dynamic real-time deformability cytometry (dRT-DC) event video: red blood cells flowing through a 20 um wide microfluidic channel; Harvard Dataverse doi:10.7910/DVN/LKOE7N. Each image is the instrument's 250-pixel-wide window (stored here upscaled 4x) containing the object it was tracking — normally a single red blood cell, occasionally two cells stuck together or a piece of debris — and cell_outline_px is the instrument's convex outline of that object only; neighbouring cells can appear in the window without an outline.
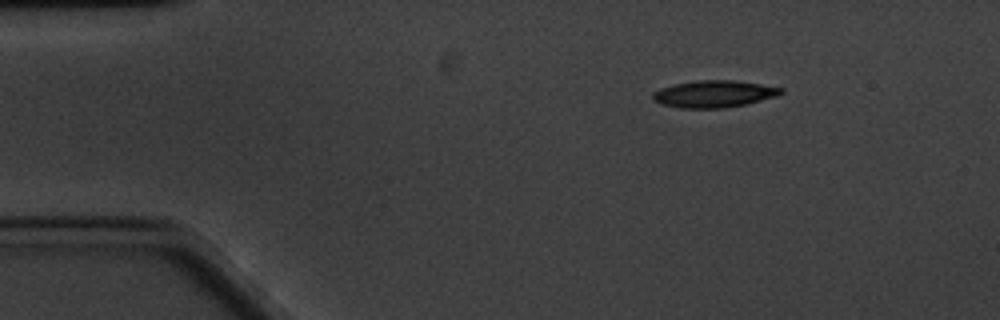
{"species": "common noctule bat (a hibernating species)", "species_latin": "Nyctalus noctula", "temperature_condition": "cold", "stored_images_in_passage": 53, "camera_frame_rate_fps": 3000, "um_per_image_px": 0.085, "animal": {"sex": "male", "body_mass_g": 20.1, "forearm_length_mm": 53.5}, "frame": {"image": 1, "passage_image": 1, "time_ms": 0.0, "image_size_px": [1000, 320], "cell_outline_px": [[784, 92], [776, 96], [744, 104], [724, 108], [680, 108], [660, 104], [652, 100], [652, 92], [660, 88], [676, 84], [700, 80], [736, 80], [784, 88]], "centroid_in_image_um": [60.66, 7.98], "position_along_channel_um": 24.3, "area_um2": 20.11}}
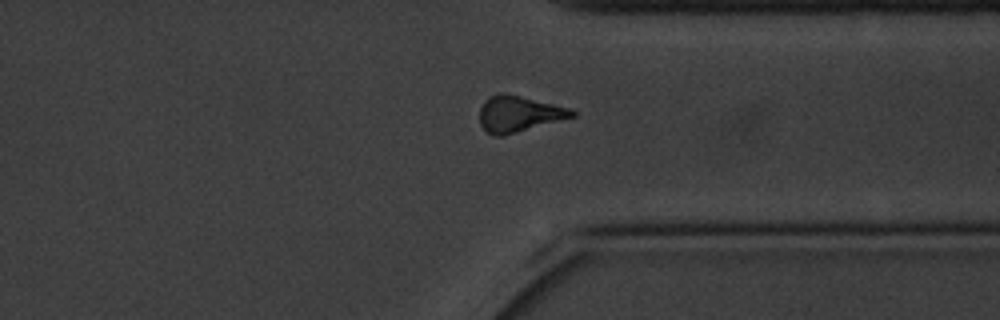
{"frame": {"image": 2, "passage_image": 38, "time_ms": 12.333, "image_size_px": [1000, 320], "cell_outline_px": [[576, 116], [504, 136], [492, 136], [480, 124], [480, 108], [484, 100], [488, 96], [496, 92], [504, 92], [568, 108], [576, 112]], "centroid_in_image_um": [44.05, 9.68], "position_along_channel_um": 367.3, "area_um2": 19.42}}
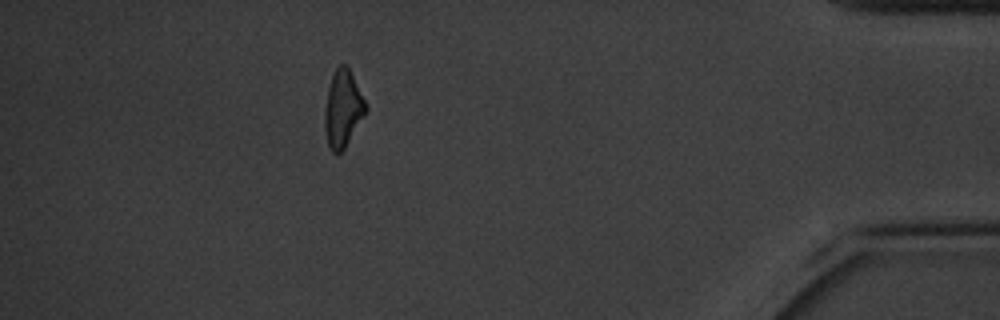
{"frame": {"image": 3, "passage_image": 46, "time_ms": 15.0, "image_size_px": [1000, 320], "cell_outline_px": [[368, 108], [364, 116], [344, 148], [340, 152], [332, 152], [328, 144], [324, 128], [324, 112], [328, 88], [332, 76], [336, 68], [340, 64], [344, 64], [348, 68]], "centroid_in_image_um": [29.12, 9.26], "position_along_channel_um": 406.1, "area_um2": 17.92}, "authors_computed_cell_mechanics": {"area_um2": 19.5942, "velocity_mm_per_s": 3.2923, "shape_relaxation_time_tau1_ms": 3.8677, "shape_relaxation_time_tau2_ms": 10.7543, "deformation_change_tau1": 0.1227, "deformation_change_tau2": 0.2441}}